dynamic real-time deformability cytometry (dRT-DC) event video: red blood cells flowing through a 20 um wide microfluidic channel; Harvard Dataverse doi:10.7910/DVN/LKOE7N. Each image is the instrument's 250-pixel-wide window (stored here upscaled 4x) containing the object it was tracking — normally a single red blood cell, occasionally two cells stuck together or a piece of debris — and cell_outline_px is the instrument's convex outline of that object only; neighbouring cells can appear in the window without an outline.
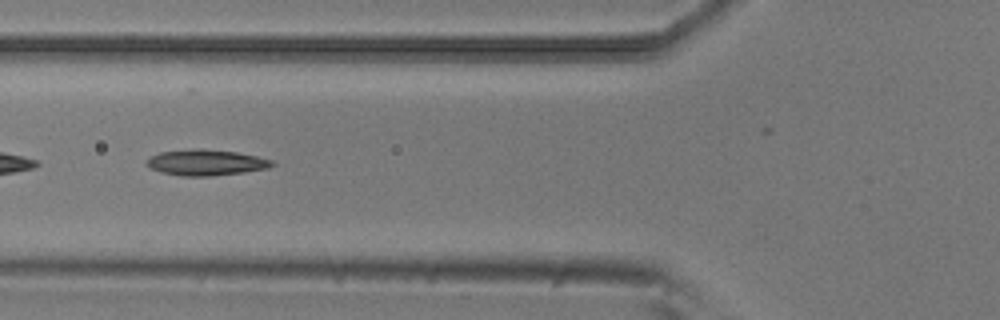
{"species": "common noctule bat (a hibernating species)", "species_latin": "Nyctalus noctula", "temperature_condition": "room temperature", "stored_images_in_passage": 22, "camera_frame_rate_fps": 3000, "um_per_image_px": 0.085, "animal": {"sex": "male", "body_mass_g": 20.5, "forearm_length_mm": 52.5}, "frame": {"image": 1, "passage_image": 4, "time_ms": 1.0, "image_size_px": [1000, 320], "cell_outline_px": [[276, 164], [268, 168], [244, 172], [208, 176], [180, 176], [160, 172], [144, 164], [152, 156], [160, 152], [200, 148], [236, 152], [256, 156], [272, 160]], "centroid_in_image_um": [17.51, 13.82], "position_along_channel_um": 108.3, "area_um2": 18.79}}
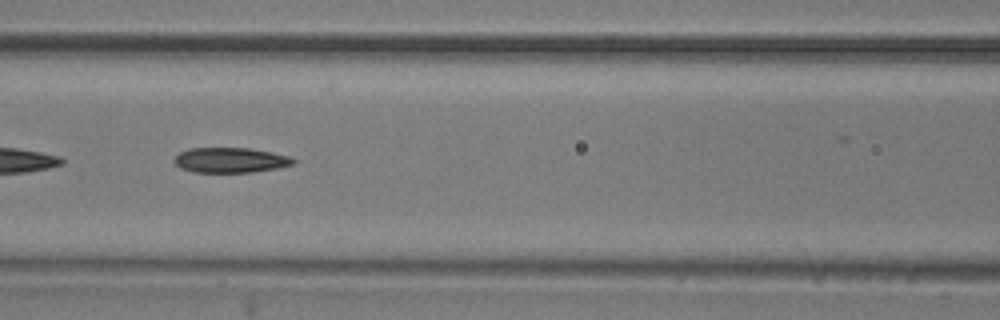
{"frame": {"image": 2, "passage_image": 7, "time_ms": 2.0, "image_size_px": [1000, 320], "cell_outline_px": [[296, 164], [276, 168], [252, 172], [192, 172], [180, 168], [172, 160], [180, 152], [188, 148], [248, 148], [288, 156], [296, 160]], "centroid_in_image_um": [19.55, 13.61], "position_along_channel_um": 147.1, "area_um2": 17.34}}
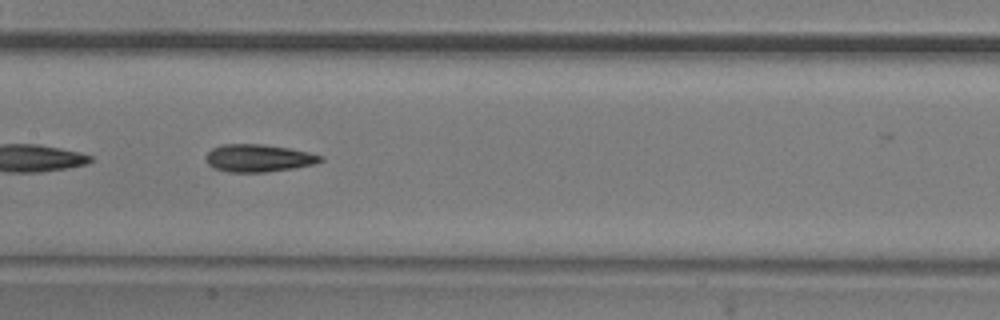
{"frame": {"image": 3, "passage_image": 10, "time_ms": 3.0, "image_size_px": [1000, 320], "cell_outline_px": [[324, 160], [316, 164], [292, 168], [264, 172], [228, 172], [216, 168], [208, 164], [204, 156], [212, 148], [224, 144], [260, 144], [288, 148], [308, 152], [324, 156]], "centroid_in_image_um": [21.98, 13.44], "position_along_channel_um": 185.4, "area_um2": 18.32}}